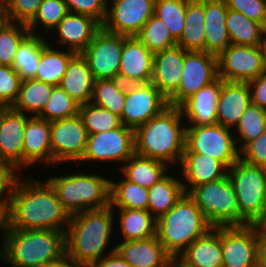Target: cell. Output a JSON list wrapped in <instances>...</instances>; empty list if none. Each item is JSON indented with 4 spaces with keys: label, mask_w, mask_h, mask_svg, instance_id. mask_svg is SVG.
<instances>
[{
    "label": "cell",
    "mask_w": 266,
    "mask_h": 267,
    "mask_svg": "<svg viewBox=\"0 0 266 267\" xmlns=\"http://www.w3.org/2000/svg\"><path fill=\"white\" fill-rule=\"evenodd\" d=\"M79 115L83 120L88 135L106 132L123 125L120 116L91 102L80 105Z\"/></svg>",
    "instance_id": "ab89813d"
},
{
    "label": "cell",
    "mask_w": 266,
    "mask_h": 267,
    "mask_svg": "<svg viewBox=\"0 0 266 267\" xmlns=\"http://www.w3.org/2000/svg\"><path fill=\"white\" fill-rule=\"evenodd\" d=\"M94 81L86 59L76 53L70 59L59 87L82 105L91 101Z\"/></svg>",
    "instance_id": "f1b7e54d"
},
{
    "label": "cell",
    "mask_w": 266,
    "mask_h": 267,
    "mask_svg": "<svg viewBox=\"0 0 266 267\" xmlns=\"http://www.w3.org/2000/svg\"><path fill=\"white\" fill-rule=\"evenodd\" d=\"M79 107V103L72 99L59 86H55L48 103L38 117L49 122L62 120L78 115Z\"/></svg>",
    "instance_id": "ee69618b"
},
{
    "label": "cell",
    "mask_w": 266,
    "mask_h": 267,
    "mask_svg": "<svg viewBox=\"0 0 266 267\" xmlns=\"http://www.w3.org/2000/svg\"><path fill=\"white\" fill-rule=\"evenodd\" d=\"M204 0H190L187 3L185 26L177 46L186 51H205Z\"/></svg>",
    "instance_id": "1f68e13d"
},
{
    "label": "cell",
    "mask_w": 266,
    "mask_h": 267,
    "mask_svg": "<svg viewBox=\"0 0 266 267\" xmlns=\"http://www.w3.org/2000/svg\"><path fill=\"white\" fill-rule=\"evenodd\" d=\"M90 267H131L115 250L99 261L94 262Z\"/></svg>",
    "instance_id": "6f0895ef"
},
{
    "label": "cell",
    "mask_w": 266,
    "mask_h": 267,
    "mask_svg": "<svg viewBox=\"0 0 266 267\" xmlns=\"http://www.w3.org/2000/svg\"><path fill=\"white\" fill-rule=\"evenodd\" d=\"M43 267H77L75 266L67 257L63 259L62 261L49 265V266H43Z\"/></svg>",
    "instance_id": "94428289"
},
{
    "label": "cell",
    "mask_w": 266,
    "mask_h": 267,
    "mask_svg": "<svg viewBox=\"0 0 266 267\" xmlns=\"http://www.w3.org/2000/svg\"><path fill=\"white\" fill-rule=\"evenodd\" d=\"M119 167L122 176L137 185L149 189L168 173L169 167L164 162L134 153Z\"/></svg>",
    "instance_id": "f546056e"
},
{
    "label": "cell",
    "mask_w": 266,
    "mask_h": 267,
    "mask_svg": "<svg viewBox=\"0 0 266 267\" xmlns=\"http://www.w3.org/2000/svg\"><path fill=\"white\" fill-rule=\"evenodd\" d=\"M260 46L262 52L263 72L266 73V36L264 38L263 43Z\"/></svg>",
    "instance_id": "6125c7cd"
},
{
    "label": "cell",
    "mask_w": 266,
    "mask_h": 267,
    "mask_svg": "<svg viewBox=\"0 0 266 267\" xmlns=\"http://www.w3.org/2000/svg\"><path fill=\"white\" fill-rule=\"evenodd\" d=\"M10 23L6 0H0V31Z\"/></svg>",
    "instance_id": "91938a15"
},
{
    "label": "cell",
    "mask_w": 266,
    "mask_h": 267,
    "mask_svg": "<svg viewBox=\"0 0 266 267\" xmlns=\"http://www.w3.org/2000/svg\"><path fill=\"white\" fill-rule=\"evenodd\" d=\"M47 181L56 192L69 216L110 206L111 180L93 173H69L49 177Z\"/></svg>",
    "instance_id": "8992f818"
},
{
    "label": "cell",
    "mask_w": 266,
    "mask_h": 267,
    "mask_svg": "<svg viewBox=\"0 0 266 267\" xmlns=\"http://www.w3.org/2000/svg\"><path fill=\"white\" fill-rule=\"evenodd\" d=\"M70 13L93 17L101 25L107 16L108 0H63Z\"/></svg>",
    "instance_id": "681fc988"
},
{
    "label": "cell",
    "mask_w": 266,
    "mask_h": 267,
    "mask_svg": "<svg viewBox=\"0 0 266 267\" xmlns=\"http://www.w3.org/2000/svg\"><path fill=\"white\" fill-rule=\"evenodd\" d=\"M126 94L119 90L111 79L94 81L91 103L105 108L121 117Z\"/></svg>",
    "instance_id": "f6af8a7d"
},
{
    "label": "cell",
    "mask_w": 266,
    "mask_h": 267,
    "mask_svg": "<svg viewBox=\"0 0 266 267\" xmlns=\"http://www.w3.org/2000/svg\"><path fill=\"white\" fill-rule=\"evenodd\" d=\"M180 167L182 168L180 173L183 176L182 183L185 193L192 188L228 175V168L222 162L200 153H184Z\"/></svg>",
    "instance_id": "d4e9b609"
},
{
    "label": "cell",
    "mask_w": 266,
    "mask_h": 267,
    "mask_svg": "<svg viewBox=\"0 0 266 267\" xmlns=\"http://www.w3.org/2000/svg\"><path fill=\"white\" fill-rule=\"evenodd\" d=\"M68 13V8L63 0H42L36 16L27 25V28L31 34L35 35H38L36 30L40 26H43L42 32L48 33L50 30H53V33H55L54 28Z\"/></svg>",
    "instance_id": "7bdbcfd3"
},
{
    "label": "cell",
    "mask_w": 266,
    "mask_h": 267,
    "mask_svg": "<svg viewBox=\"0 0 266 267\" xmlns=\"http://www.w3.org/2000/svg\"><path fill=\"white\" fill-rule=\"evenodd\" d=\"M116 210H119V228L124 237L121 241L144 240L156 235L157 219L149 210L113 209Z\"/></svg>",
    "instance_id": "d6a6232c"
},
{
    "label": "cell",
    "mask_w": 266,
    "mask_h": 267,
    "mask_svg": "<svg viewBox=\"0 0 266 267\" xmlns=\"http://www.w3.org/2000/svg\"><path fill=\"white\" fill-rule=\"evenodd\" d=\"M250 103L248 82L222 80L217 100V123L234 130Z\"/></svg>",
    "instance_id": "44dd1931"
},
{
    "label": "cell",
    "mask_w": 266,
    "mask_h": 267,
    "mask_svg": "<svg viewBox=\"0 0 266 267\" xmlns=\"http://www.w3.org/2000/svg\"><path fill=\"white\" fill-rule=\"evenodd\" d=\"M222 267H256L258 224L221 226Z\"/></svg>",
    "instance_id": "7c38bea8"
},
{
    "label": "cell",
    "mask_w": 266,
    "mask_h": 267,
    "mask_svg": "<svg viewBox=\"0 0 266 267\" xmlns=\"http://www.w3.org/2000/svg\"><path fill=\"white\" fill-rule=\"evenodd\" d=\"M251 91V103L266 110V73L248 82Z\"/></svg>",
    "instance_id": "f5cc1de1"
},
{
    "label": "cell",
    "mask_w": 266,
    "mask_h": 267,
    "mask_svg": "<svg viewBox=\"0 0 266 267\" xmlns=\"http://www.w3.org/2000/svg\"><path fill=\"white\" fill-rule=\"evenodd\" d=\"M213 228L194 200L184 193L156 222V235L166 252L176 260L196 239Z\"/></svg>",
    "instance_id": "5b68a950"
},
{
    "label": "cell",
    "mask_w": 266,
    "mask_h": 267,
    "mask_svg": "<svg viewBox=\"0 0 266 267\" xmlns=\"http://www.w3.org/2000/svg\"><path fill=\"white\" fill-rule=\"evenodd\" d=\"M30 117L11 107L0 111V162L18 174L24 169V132Z\"/></svg>",
    "instance_id": "e0dca14e"
},
{
    "label": "cell",
    "mask_w": 266,
    "mask_h": 267,
    "mask_svg": "<svg viewBox=\"0 0 266 267\" xmlns=\"http://www.w3.org/2000/svg\"><path fill=\"white\" fill-rule=\"evenodd\" d=\"M256 267H266V264H263V263H259L256 265Z\"/></svg>",
    "instance_id": "be15d7a7"
},
{
    "label": "cell",
    "mask_w": 266,
    "mask_h": 267,
    "mask_svg": "<svg viewBox=\"0 0 266 267\" xmlns=\"http://www.w3.org/2000/svg\"><path fill=\"white\" fill-rule=\"evenodd\" d=\"M135 153L134 130L122 125L106 132L89 134L82 162H120Z\"/></svg>",
    "instance_id": "30bf717a"
},
{
    "label": "cell",
    "mask_w": 266,
    "mask_h": 267,
    "mask_svg": "<svg viewBox=\"0 0 266 267\" xmlns=\"http://www.w3.org/2000/svg\"><path fill=\"white\" fill-rule=\"evenodd\" d=\"M265 130L266 110L250 103L241 116L239 124L233 130L236 131L234 135L238 150L240 151L247 143L257 139Z\"/></svg>",
    "instance_id": "f35d334b"
},
{
    "label": "cell",
    "mask_w": 266,
    "mask_h": 267,
    "mask_svg": "<svg viewBox=\"0 0 266 267\" xmlns=\"http://www.w3.org/2000/svg\"><path fill=\"white\" fill-rule=\"evenodd\" d=\"M221 226L196 239L175 260L173 267H222Z\"/></svg>",
    "instance_id": "603a6c76"
},
{
    "label": "cell",
    "mask_w": 266,
    "mask_h": 267,
    "mask_svg": "<svg viewBox=\"0 0 266 267\" xmlns=\"http://www.w3.org/2000/svg\"><path fill=\"white\" fill-rule=\"evenodd\" d=\"M217 78L216 55L205 51H189L185 55L179 88L168 99V104L179 107L198 90L214 82Z\"/></svg>",
    "instance_id": "5bb4252c"
},
{
    "label": "cell",
    "mask_w": 266,
    "mask_h": 267,
    "mask_svg": "<svg viewBox=\"0 0 266 267\" xmlns=\"http://www.w3.org/2000/svg\"><path fill=\"white\" fill-rule=\"evenodd\" d=\"M190 0H156L154 15L168 27L172 37L177 41L185 26L187 3Z\"/></svg>",
    "instance_id": "60d3db41"
},
{
    "label": "cell",
    "mask_w": 266,
    "mask_h": 267,
    "mask_svg": "<svg viewBox=\"0 0 266 267\" xmlns=\"http://www.w3.org/2000/svg\"><path fill=\"white\" fill-rule=\"evenodd\" d=\"M122 178L116 182L111 179V208L148 210V189L127 180L124 176Z\"/></svg>",
    "instance_id": "8d00e7d4"
},
{
    "label": "cell",
    "mask_w": 266,
    "mask_h": 267,
    "mask_svg": "<svg viewBox=\"0 0 266 267\" xmlns=\"http://www.w3.org/2000/svg\"><path fill=\"white\" fill-rule=\"evenodd\" d=\"M102 25L93 17L68 13L54 28L57 33V48L62 45L67 50L81 53L93 40Z\"/></svg>",
    "instance_id": "7402d4cb"
},
{
    "label": "cell",
    "mask_w": 266,
    "mask_h": 267,
    "mask_svg": "<svg viewBox=\"0 0 266 267\" xmlns=\"http://www.w3.org/2000/svg\"><path fill=\"white\" fill-rule=\"evenodd\" d=\"M156 0H108L102 27L115 34L136 36L154 15Z\"/></svg>",
    "instance_id": "9a60e30c"
},
{
    "label": "cell",
    "mask_w": 266,
    "mask_h": 267,
    "mask_svg": "<svg viewBox=\"0 0 266 267\" xmlns=\"http://www.w3.org/2000/svg\"><path fill=\"white\" fill-rule=\"evenodd\" d=\"M221 85L222 79L218 77L179 106L183 117H186V126L217 124V100Z\"/></svg>",
    "instance_id": "cb8c5ba5"
},
{
    "label": "cell",
    "mask_w": 266,
    "mask_h": 267,
    "mask_svg": "<svg viewBox=\"0 0 266 267\" xmlns=\"http://www.w3.org/2000/svg\"><path fill=\"white\" fill-rule=\"evenodd\" d=\"M25 179L22 180L20 173L17 174L10 187V229L67 232L70 216L63 209L51 184L47 180L40 182L33 175Z\"/></svg>",
    "instance_id": "6da1fadb"
},
{
    "label": "cell",
    "mask_w": 266,
    "mask_h": 267,
    "mask_svg": "<svg viewBox=\"0 0 266 267\" xmlns=\"http://www.w3.org/2000/svg\"><path fill=\"white\" fill-rule=\"evenodd\" d=\"M186 51L174 46L154 53L151 83L169 99L179 88Z\"/></svg>",
    "instance_id": "d6986e66"
},
{
    "label": "cell",
    "mask_w": 266,
    "mask_h": 267,
    "mask_svg": "<svg viewBox=\"0 0 266 267\" xmlns=\"http://www.w3.org/2000/svg\"><path fill=\"white\" fill-rule=\"evenodd\" d=\"M205 10V52L218 56L230 44L226 16L228 7L225 0H204Z\"/></svg>",
    "instance_id": "83f0119b"
},
{
    "label": "cell",
    "mask_w": 266,
    "mask_h": 267,
    "mask_svg": "<svg viewBox=\"0 0 266 267\" xmlns=\"http://www.w3.org/2000/svg\"><path fill=\"white\" fill-rule=\"evenodd\" d=\"M115 214L111 206H107L70 216L66 232V257L75 266L90 267L116 250V244L111 250L107 248L111 245L114 222L117 223L118 219Z\"/></svg>",
    "instance_id": "7a4b0ae2"
},
{
    "label": "cell",
    "mask_w": 266,
    "mask_h": 267,
    "mask_svg": "<svg viewBox=\"0 0 266 267\" xmlns=\"http://www.w3.org/2000/svg\"><path fill=\"white\" fill-rule=\"evenodd\" d=\"M124 35L111 33L101 27L91 43L81 52L93 79H111L119 73Z\"/></svg>",
    "instance_id": "4fadbf2b"
},
{
    "label": "cell",
    "mask_w": 266,
    "mask_h": 267,
    "mask_svg": "<svg viewBox=\"0 0 266 267\" xmlns=\"http://www.w3.org/2000/svg\"><path fill=\"white\" fill-rule=\"evenodd\" d=\"M16 175L11 168L0 162V204H9V191Z\"/></svg>",
    "instance_id": "db71d44e"
},
{
    "label": "cell",
    "mask_w": 266,
    "mask_h": 267,
    "mask_svg": "<svg viewBox=\"0 0 266 267\" xmlns=\"http://www.w3.org/2000/svg\"><path fill=\"white\" fill-rule=\"evenodd\" d=\"M232 130L218 123L186 126L184 153L208 155L229 169L239 159V150Z\"/></svg>",
    "instance_id": "9c48e42d"
},
{
    "label": "cell",
    "mask_w": 266,
    "mask_h": 267,
    "mask_svg": "<svg viewBox=\"0 0 266 267\" xmlns=\"http://www.w3.org/2000/svg\"><path fill=\"white\" fill-rule=\"evenodd\" d=\"M218 77L249 82L263 74L261 46L230 44L217 56Z\"/></svg>",
    "instance_id": "2e32d148"
},
{
    "label": "cell",
    "mask_w": 266,
    "mask_h": 267,
    "mask_svg": "<svg viewBox=\"0 0 266 267\" xmlns=\"http://www.w3.org/2000/svg\"><path fill=\"white\" fill-rule=\"evenodd\" d=\"M22 79L12 66L0 65V104L12 107L15 103Z\"/></svg>",
    "instance_id": "7dc6e473"
},
{
    "label": "cell",
    "mask_w": 266,
    "mask_h": 267,
    "mask_svg": "<svg viewBox=\"0 0 266 267\" xmlns=\"http://www.w3.org/2000/svg\"><path fill=\"white\" fill-rule=\"evenodd\" d=\"M237 196L241 226L266 223V168L240 158L228 169Z\"/></svg>",
    "instance_id": "52a82bcc"
},
{
    "label": "cell",
    "mask_w": 266,
    "mask_h": 267,
    "mask_svg": "<svg viewBox=\"0 0 266 267\" xmlns=\"http://www.w3.org/2000/svg\"><path fill=\"white\" fill-rule=\"evenodd\" d=\"M111 80L114 85L125 94L132 93L142 84L137 79L123 75L121 73L115 74L111 78Z\"/></svg>",
    "instance_id": "11a10c76"
},
{
    "label": "cell",
    "mask_w": 266,
    "mask_h": 267,
    "mask_svg": "<svg viewBox=\"0 0 266 267\" xmlns=\"http://www.w3.org/2000/svg\"><path fill=\"white\" fill-rule=\"evenodd\" d=\"M10 230V216H9V204H0V231L3 233V238L0 247V258L2 257L8 233Z\"/></svg>",
    "instance_id": "9f6ffc18"
},
{
    "label": "cell",
    "mask_w": 266,
    "mask_h": 267,
    "mask_svg": "<svg viewBox=\"0 0 266 267\" xmlns=\"http://www.w3.org/2000/svg\"><path fill=\"white\" fill-rule=\"evenodd\" d=\"M182 118L181 108L169 105L159 115L135 129V153L159 160L170 167L172 164L180 165L186 140V123Z\"/></svg>",
    "instance_id": "3957f363"
},
{
    "label": "cell",
    "mask_w": 266,
    "mask_h": 267,
    "mask_svg": "<svg viewBox=\"0 0 266 267\" xmlns=\"http://www.w3.org/2000/svg\"><path fill=\"white\" fill-rule=\"evenodd\" d=\"M52 165L50 122L38 116H31L24 132L23 166L38 163Z\"/></svg>",
    "instance_id": "484cf974"
},
{
    "label": "cell",
    "mask_w": 266,
    "mask_h": 267,
    "mask_svg": "<svg viewBox=\"0 0 266 267\" xmlns=\"http://www.w3.org/2000/svg\"><path fill=\"white\" fill-rule=\"evenodd\" d=\"M136 37L153 53L177 45L165 23L153 15L139 31Z\"/></svg>",
    "instance_id": "b9f144b4"
},
{
    "label": "cell",
    "mask_w": 266,
    "mask_h": 267,
    "mask_svg": "<svg viewBox=\"0 0 266 267\" xmlns=\"http://www.w3.org/2000/svg\"><path fill=\"white\" fill-rule=\"evenodd\" d=\"M29 34L19 45L12 68L19 74L22 81L33 79L42 53V35Z\"/></svg>",
    "instance_id": "74e56055"
},
{
    "label": "cell",
    "mask_w": 266,
    "mask_h": 267,
    "mask_svg": "<svg viewBox=\"0 0 266 267\" xmlns=\"http://www.w3.org/2000/svg\"><path fill=\"white\" fill-rule=\"evenodd\" d=\"M4 107L0 104V111L3 109Z\"/></svg>",
    "instance_id": "e7e4bbea"
},
{
    "label": "cell",
    "mask_w": 266,
    "mask_h": 267,
    "mask_svg": "<svg viewBox=\"0 0 266 267\" xmlns=\"http://www.w3.org/2000/svg\"><path fill=\"white\" fill-rule=\"evenodd\" d=\"M52 165L80 163L85 152L88 132L81 116L50 122Z\"/></svg>",
    "instance_id": "8fae6325"
},
{
    "label": "cell",
    "mask_w": 266,
    "mask_h": 267,
    "mask_svg": "<svg viewBox=\"0 0 266 267\" xmlns=\"http://www.w3.org/2000/svg\"><path fill=\"white\" fill-rule=\"evenodd\" d=\"M116 251L131 267H173L175 262L157 235L144 240L120 241Z\"/></svg>",
    "instance_id": "ffe728a7"
},
{
    "label": "cell",
    "mask_w": 266,
    "mask_h": 267,
    "mask_svg": "<svg viewBox=\"0 0 266 267\" xmlns=\"http://www.w3.org/2000/svg\"><path fill=\"white\" fill-rule=\"evenodd\" d=\"M66 258V232L10 229L0 260L10 267H43Z\"/></svg>",
    "instance_id": "277c9868"
},
{
    "label": "cell",
    "mask_w": 266,
    "mask_h": 267,
    "mask_svg": "<svg viewBox=\"0 0 266 267\" xmlns=\"http://www.w3.org/2000/svg\"><path fill=\"white\" fill-rule=\"evenodd\" d=\"M42 0H6L10 22L28 25L36 16Z\"/></svg>",
    "instance_id": "c3c4849f"
},
{
    "label": "cell",
    "mask_w": 266,
    "mask_h": 267,
    "mask_svg": "<svg viewBox=\"0 0 266 267\" xmlns=\"http://www.w3.org/2000/svg\"><path fill=\"white\" fill-rule=\"evenodd\" d=\"M226 25L231 44L260 46L266 36L261 24L231 9H228Z\"/></svg>",
    "instance_id": "d590c367"
},
{
    "label": "cell",
    "mask_w": 266,
    "mask_h": 267,
    "mask_svg": "<svg viewBox=\"0 0 266 267\" xmlns=\"http://www.w3.org/2000/svg\"><path fill=\"white\" fill-rule=\"evenodd\" d=\"M30 34L27 25L10 22L0 31V65L12 66L20 43Z\"/></svg>",
    "instance_id": "bcb514c9"
},
{
    "label": "cell",
    "mask_w": 266,
    "mask_h": 267,
    "mask_svg": "<svg viewBox=\"0 0 266 267\" xmlns=\"http://www.w3.org/2000/svg\"><path fill=\"white\" fill-rule=\"evenodd\" d=\"M54 87L34 78L23 80L18 97L11 108L30 116H38L48 103Z\"/></svg>",
    "instance_id": "e575fe53"
},
{
    "label": "cell",
    "mask_w": 266,
    "mask_h": 267,
    "mask_svg": "<svg viewBox=\"0 0 266 267\" xmlns=\"http://www.w3.org/2000/svg\"><path fill=\"white\" fill-rule=\"evenodd\" d=\"M154 53L136 36H124L119 73L135 78L142 84L151 83Z\"/></svg>",
    "instance_id": "4316f807"
},
{
    "label": "cell",
    "mask_w": 266,
    "mask_h": 267,
    "mask_svg": "<svg viewBox=\"0 0 266 267\" xmlns=\"http://www.w3.org/2000/svg\"><path fill=\"white\" fill-rule=\"evenodd\" d=\"M148 210L158 219L167 213L184 195L183 183L180 178L166 175L148 189Z\"/></svg>",
    "instance_id": "836d02e7"
},
{
    "label": "cell",
    "mask_w": 266,
    "mask_h": 267,
    "mask_svg": "<svg viewBox=\"0 0 266 267\" xmlns=\"http://www.w3.org/2000/svg\"><path fill=\"white\" fill-rule=\"evenodd\" d=\"M258 258L266 264V223L258 224Z\"/></svg>",
    "instance_id": "680465c9"
},
{
    "label": "cell",
    "mask_w": 266,
    "mask_h": 267,
    "mask_svg": "<svg viewBox=\"0 0 266 267\" xmlns=\"http://www.w3.org/2000/svg\"><path fill=\"white\" fill-rule=\"evenodd\" d=\"M228 9L242 13L266 28V0H225Z\"/></svg>",
    "instance_id": "f907efd6"
},
{
    "label": "cell",
    "mask_w": 266,
    "mask_h": 267,
    "mask_svg": "<svg viewBox=\"0 0 266 267\" xmlns=\"http://www.w3.org/2000/svg\"><path fill=\"white\" fill-rule=\"evenodd\" d=\"M168 99L152 83L141 84L126 94L121 115L122 124L133 130L144 125L168 107Z\"/></svg>",
    "instance_id": "ac0fdd59"
},
{
    "label": "cell",
    "mask_w": 266,
    "mask_h": 267,
    "mask_svg": "<svg viewBox=\"0 0 266 267\" xmlns=\"http://www.w3.org/2000/svg\"><path fill=\"white\" fill-rule=\"evenodd\" d=\"M47 37L42 36V53L34 79L53 86H59L70 59L76 54L71 50L63 51L49 44Z\"/></svg>",
    "instance_id": "4dcf8cb0"
},
{
    "label": "cell",
    "mask_w": 266,
    "mask_h": 267,
    "mask_svg": "<svg viewBox=\"0 0 266 267\" xmlns=\"http://www.w3.org/2000/svg\"><path fill=\"white\" fill-rule=\"evenodd\" d=\"M188 195L212 227L241 226L237 196L228 175L192 188Z\"/></svg>",
    "instance_id": "ba28073f"
},
{
    "label": "cell",
    "mask_w": 266,
    "mask_h": 267,
    "mask_svg": "<svg viewBox=\"0 0 266 267\" xmlns=\"http://www.w3.org/2000/svg\"><path fill=\"white\" fill-rule=\"evenodd\" d=\"M239 158L245 163L266 168V130L239 151Z\"/></svg>",
    "instance_id": "816d5d0a"
}]
</instances>
